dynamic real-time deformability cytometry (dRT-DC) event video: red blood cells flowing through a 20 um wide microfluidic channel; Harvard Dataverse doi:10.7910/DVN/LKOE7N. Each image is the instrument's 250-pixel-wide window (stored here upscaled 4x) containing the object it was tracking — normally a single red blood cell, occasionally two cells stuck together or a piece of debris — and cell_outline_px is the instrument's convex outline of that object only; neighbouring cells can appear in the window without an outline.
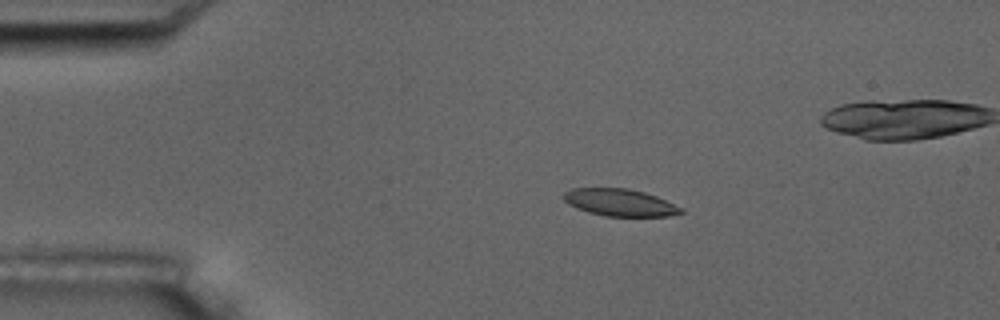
{"species": "common noctule bat (a hibernating species)", "species_latin": "Nyctalus noctula", "temperature_condition": "room temperature", "stored_images_in_passage": 10, "camera_frame_rate_fps": 3000, "um_per_image_px": 0.085, "animal": {"sex": "male", "body_mass_g": 17.5, "forearm_length_mm": 52.3}, "frame": {"image": 1, "passage_image": 4, "time_ms": 3.333, "image_size_px": [1000, 320], "cell_outline_px": [[684, 212], [668, 216], [604, 216], [588, 212], [576, 208], [568, 204], [564, 200], [564, 192], [572, 188], [628, 188], [644, 192], [656, 196], [684, 208]], "centroid_in_image_um": [52.69, 17.21], "position_along_channel_um": 32.3, "area_um2": 18.61}}
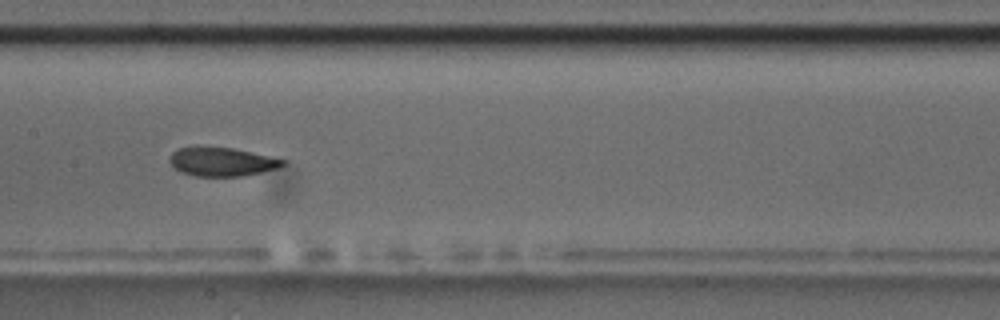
{"frame": {"image": 2, "passage_image": 9, "time_ms": 9.0, "image_size_px": [1000, 320], "cell_outline_px": [[288, 164], [276, 168], [244, 176], [196, 176], [180, 172], [168, 160], [172, 152], [180, 148], [196, 144], [232, 148], [288, 160]], "centroid_in_image_um": [18.84, 13.72], "position_along_channel_um": 188.6, "area_um2": 19.36}}
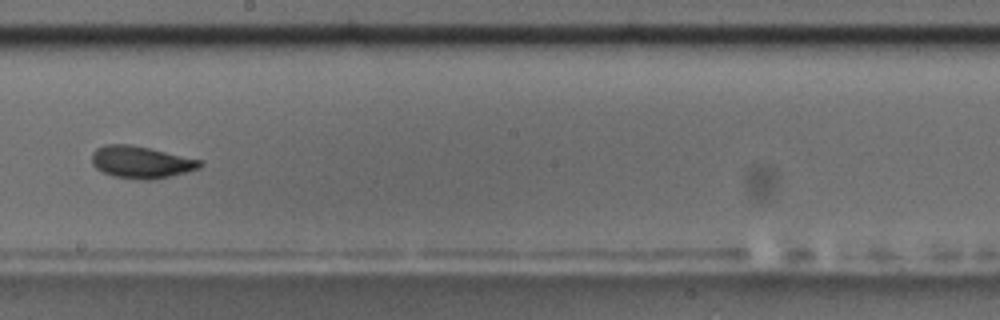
{"frame": {"image": 3, "passage_image": 10, "time_ms": 10.333, "image_size_px": [1000, 320], "cell_outline_px": [[204, 164], [200, 168], [152, 180], [144, 180], [112, 176], [96, 168], [92, 164], [92, 152], [96, 148], [104, 144], [132, 144], [204, 160]], "centroid_in_image_um": [12.0, 13.77], "position_along_channel_um": 236.2, "area_um2": 20.4}}